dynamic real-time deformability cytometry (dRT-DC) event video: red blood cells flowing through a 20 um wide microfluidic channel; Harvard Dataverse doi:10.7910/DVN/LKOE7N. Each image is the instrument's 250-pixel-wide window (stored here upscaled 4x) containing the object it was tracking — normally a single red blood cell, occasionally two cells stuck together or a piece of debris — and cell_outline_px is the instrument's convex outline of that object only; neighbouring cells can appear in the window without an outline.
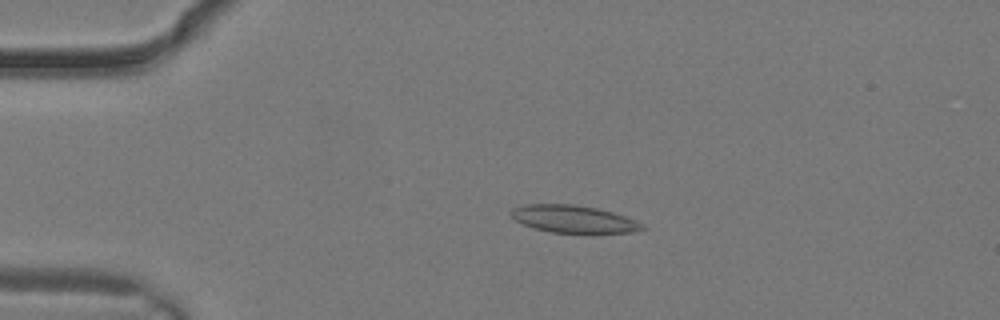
{"species": "common noctule bat (a hibernating species)", "species_latin": "Nyctalus noctula", "temperature_condition": "warm", "stored_images_in_passage": 1, "camera_frame_rate_fps": 3000, "um_per_image_px": 0.085, "animal": {"sex": "male", "body_mass_g": 19.2, "forearm_length_mm": 51.8}, "frame": {"image": 1, "passage_image": 1, "time_ms": 0.0, "image_size_px": [1000, 320], "cell_outline_px": [[648, 228], [632, 232], [552, 232], [536, 228], [524, 224], [516, 220], [508, 212], [512, 208], [524, 204], [572, 204], [596, 208], [612, 212], [636, 220], [644, 224]], "centroid_in_image_um": [48.75, 18.6], "position_along_channel_um": 36.2, "area_um2": 20.69}}